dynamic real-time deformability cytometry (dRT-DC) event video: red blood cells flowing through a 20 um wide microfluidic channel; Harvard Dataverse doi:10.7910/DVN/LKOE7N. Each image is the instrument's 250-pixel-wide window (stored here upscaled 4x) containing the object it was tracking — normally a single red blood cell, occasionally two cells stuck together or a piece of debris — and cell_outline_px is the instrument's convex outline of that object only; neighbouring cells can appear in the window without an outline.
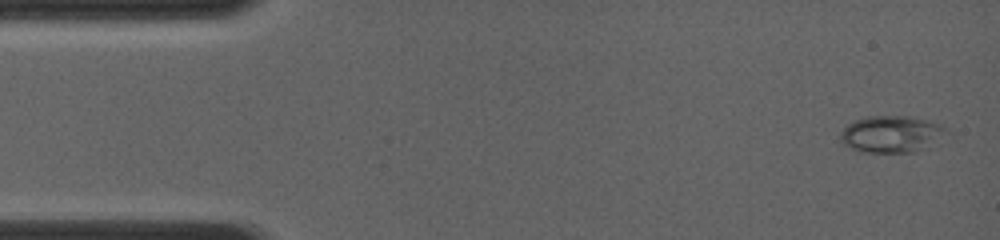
{"species": "common noctule bat (a hibernating species)", "species_latin": "Nyctalus noctula", "temperature_condition": "room temperature", "stored_images_in_passage": 38, "camera_frame_rate_fps": 4000, "um_per_image_px": 0.085, "animal": {"sex": "female", "body_mass_g": 19.0, "forearm_length_mm": 56.7}, "frame": {"image": 1, "passage_image": 1, "time_ms": 0.0, "image_size_px": [1000, 240], "cell_outline_px": [[948, 132], [928, 148], [916, 152], [860, 152], [844, 144], [840, 140], [840, 132], [848, 124], [856, 120], [868, 116], [912, 116], [928, 120], [944, 128]], "centroid_in_image_um": [75.76, 11.41], "position_along_channel_um": 9.2, "area_um2": 22.66}}
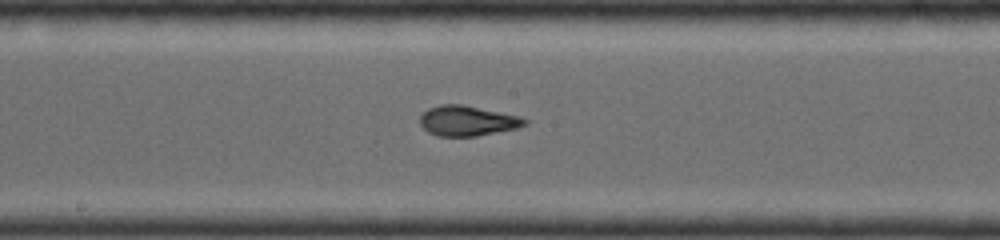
{"frame": {"image": 2, "passage_image": 20, "time_ms": 7.0, "image_size_px": [1000, 240], "cell_outline_px": [[528, 124], [516, 128], [476, 136], [436, 136], [428, 132], [420, 124], [420, 116], [428, 108], [440, 104], [460, 104], [520, 116], [528, 120]], "centroid_in_image_um": [39.71, 10.27], "position_along_channel_um": 208.5, "area_um2": 18.32}}
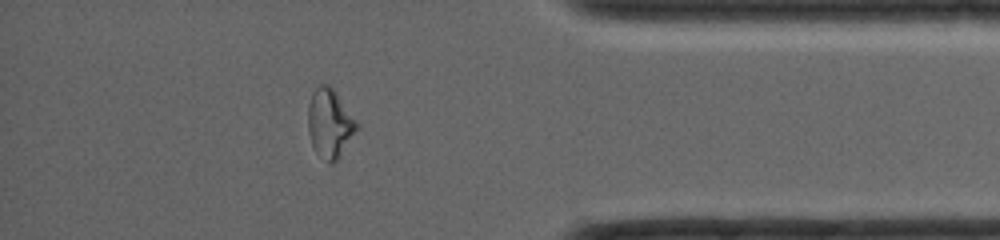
{"frame": {"image": 3, "passage_image": 33, "time_ms": 11.75, "image_size_px": [1000, 240], "cell_outline_px": [[360, 124], [340, 156], [332, 164], [328, 164], [316, 152], [312, 144], [308, 132], [308, 104], [312, 92], [320, 84], [328, 84], [336, 92]], "centroid_in_image_um": [28.03, 10.48], "position_along_channel_um": 407.2, "area_um2": 19.59}}